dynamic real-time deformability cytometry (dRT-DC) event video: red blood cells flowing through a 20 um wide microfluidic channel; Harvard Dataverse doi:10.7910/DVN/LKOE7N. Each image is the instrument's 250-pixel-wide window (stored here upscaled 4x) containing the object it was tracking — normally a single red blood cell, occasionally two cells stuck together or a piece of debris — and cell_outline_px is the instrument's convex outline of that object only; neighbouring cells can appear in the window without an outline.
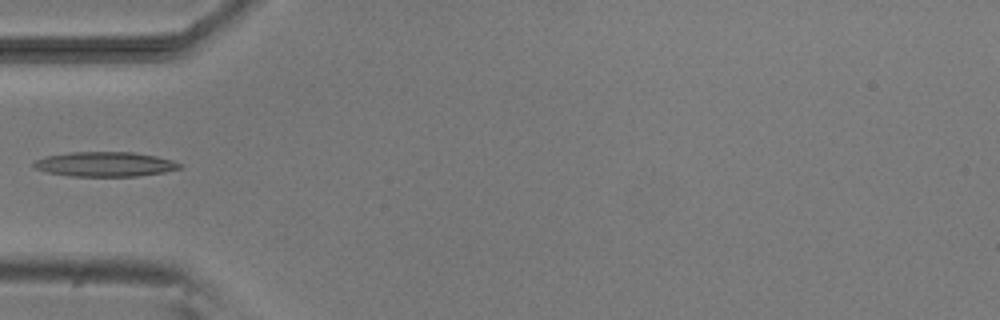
{"species": "common noctule bat (a hibernating species)", "species_latin": "Nyctalus noctula", "temperature_condition": "room temperature", "stored_images_in_passage": 4, "camera_frame_rate_fps": 3000, "um_per_image_px": 0.085, "animal": {"sex": "male", "body_mass_g": 20.5, "forearm_length_mm": 52.5}, "frame": {"image": 1, "passage_image": 4, "time_ms": 3.333, "image_size_px": [1000, 320], "cell_outline_px": [[180, 168], [164, 172], [136, 176], [72, 176], [48, 172], [36, 168], [32, 164], [36, 160], [48, 156], [68, 152], [132, 152], [156, 156], [172, 160], [180, 164]], "centroid_in_image_um": [8.92, 13.95], "position_along_channel_um": 76.1, "area_um2": 20.69}}